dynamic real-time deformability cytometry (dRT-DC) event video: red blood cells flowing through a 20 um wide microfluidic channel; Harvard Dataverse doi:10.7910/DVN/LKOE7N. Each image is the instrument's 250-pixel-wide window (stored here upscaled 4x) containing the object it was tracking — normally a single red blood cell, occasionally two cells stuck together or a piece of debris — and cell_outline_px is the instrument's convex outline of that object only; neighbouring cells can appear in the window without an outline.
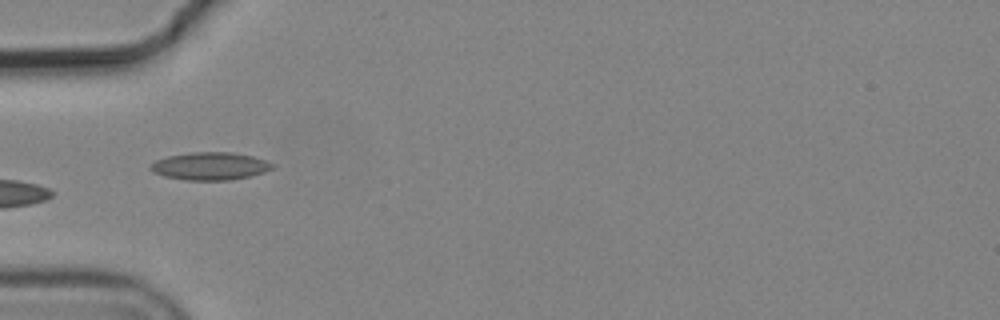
{"species": "common noctule bat (a hibernating species)", "species_latin": "Nyctalus noctula", "temperature_condition": "cold", "stored_images_in_passage": 7, "camera_frame_rate_fps": 3000, "um_per_image_px": 0.085, "animal": {"sex": "male", "body_mass_g": 19.2, "forearm_length_mm": 51.8}, "frame": {"image": 1, "passage_image": 3, "time_ms": 0.667, "image_size_px": [1000, 320], "cell_outline_px": [[276, 168], [252, 176], [232, 180], [188, 180], [164, 176], [152, 172], [148, 168], [156, 160], [168, 156], [192, 152], [232, 152], [252, 156], [276, 164]], "centroid_in_image_um": [17.9, 14.12], "position_along_channel_um": 67.1, "area_um2": 19.83}}
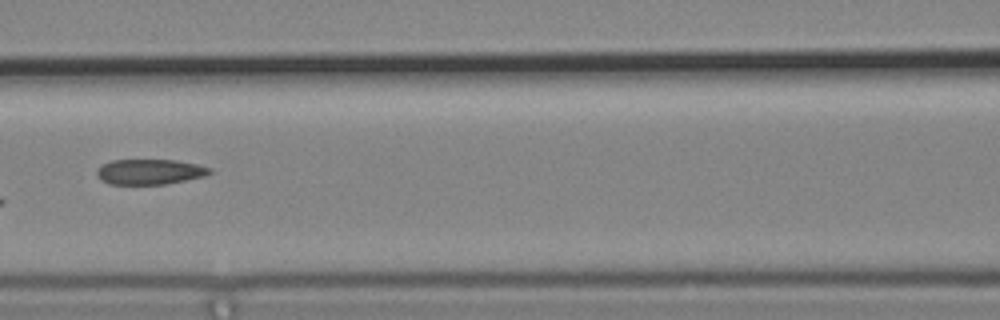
{"frame": {"image": 2, "passage_image": 5, "time_ms": 1.333, "image_size_px": [1000, 320], "cell_outline_px": [[212, 172], [204, 176], [164, 184], [108, 184], [100, 180], [96, 176], [96, 172], [104, 164], [112, 160], [176, 160], [196, 164], [212, 168]], "centroid_in_image_um": [12.72, 14.6], "position_along_channel_um": 153.9, "area_um2": 16.53}}
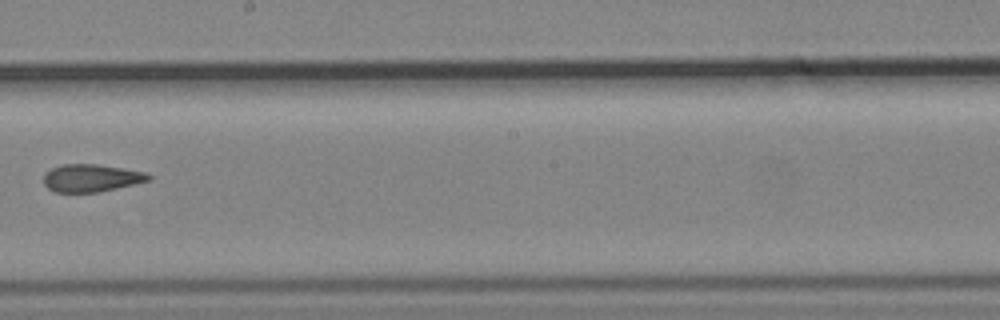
{"frame": {"image": 3, "passage_image": 7, "time_ms": 2.0, "image_size_px": [1000, 320], "cell_outline_px": [[152, 180], [136, 184], [96, 192], [56, 192], [48, 188], [44, 184], [44, 172], [52, 168], [64, 164], [96, 164], [124, 168], [144, 172], [152, 176]], "centroid_in_image_um": [7.77, 15.12], "position_along_channel_um": 240.4, "area_um2": 16.88}}